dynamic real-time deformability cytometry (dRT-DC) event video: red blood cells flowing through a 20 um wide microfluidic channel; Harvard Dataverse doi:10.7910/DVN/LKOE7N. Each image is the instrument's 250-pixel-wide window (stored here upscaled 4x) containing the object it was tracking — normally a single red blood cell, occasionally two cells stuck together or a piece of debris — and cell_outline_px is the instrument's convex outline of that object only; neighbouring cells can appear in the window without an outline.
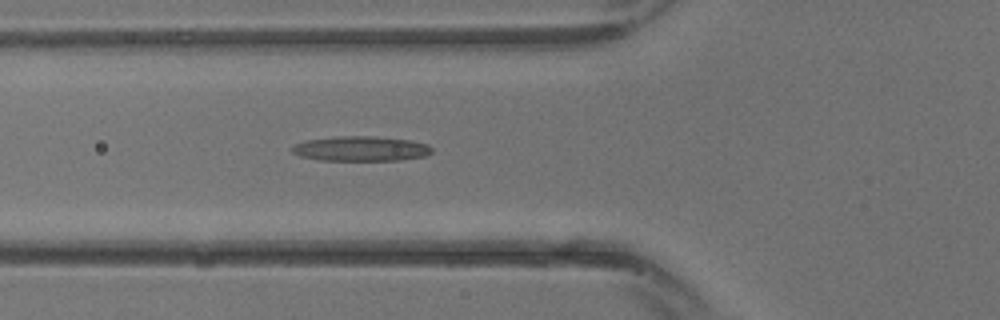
{"species": "common noctule bat (a hibernating species)", "species_latin": "Nyctalus noctula", "temperature_condition": "warm", "stored_images_in_passage": 30, "camera_frame_rate_fps": 3000, "um_per_image_px": 0.085, "animal": {"sex": "male", "body_mass_g": 13.3}, "frame": {"image": 1, "passage_image": 11, "time_ms": 3.333, "image_size_px": [1000, 320], "cell_outline_px": [[432, 152], [424, 156], [400, 160], [316, 160], [300, 156], [292, 152], [292, 148], [296, 144], [308, 140], [340, 136], [372, 136], [408, 140], [428, 144], [432, 148]], "centroid_in_image_um": [30.68, 12.64], "position_along_channel_um": 95.1, "area_um2": 20.06}}
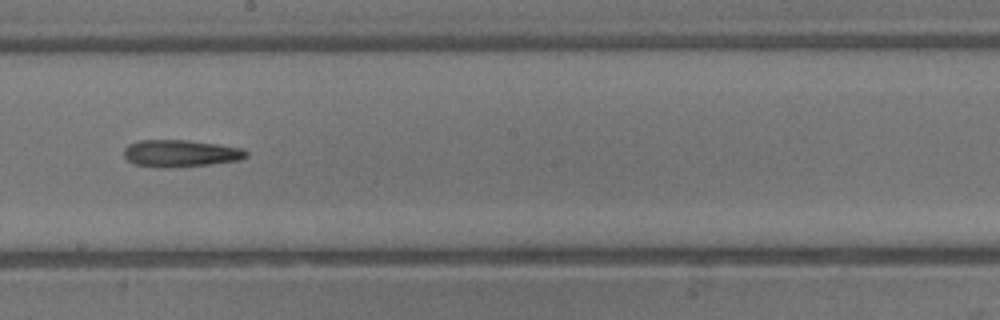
{"frame": {"image": 2, "passage_image": 17, "time_ms": 5.333, "image_size_px": [1000, 320], "cell_outline_px": [[248, 156], [240, 160], [208, 164], [168, 168], [156, 168], [136, 164], [128, 160], [124, 156], [124, 148], [128, 144], [140, 140], [188, 140], [244, 148], [248, 152]], "centroid_in_image_um": [15.34, 13.03], "position_along_channel_um": 232.9, "area_um2": 19.36}}
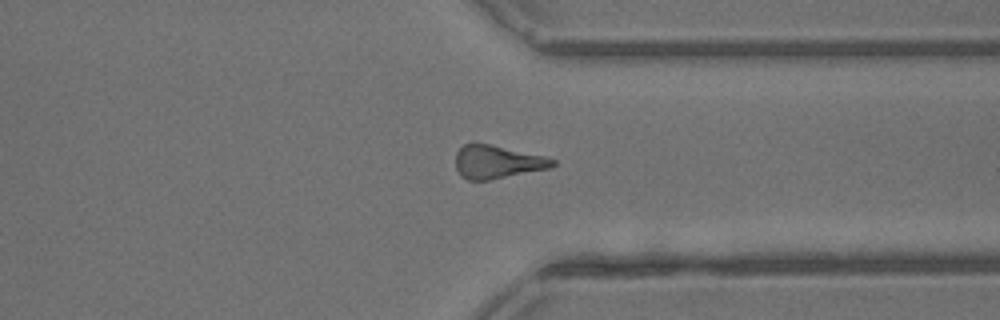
{"frame": {"image": 3, "passage_image": 23, "time_ms": 7.333, "image_size_px": [1000, 320], "cell_outline_px": [[556, 164], [548, 168], [488, 180], [468, 180], [460, 176], [456, 168], [456, 152], [464, 144], [472, 140], [492, 144], [544, 156], [556, 160]], "centroid_in_image_um": [42.2, 13.73], "position_along_channel_um": 369.2, "area_um2": 18.96}}